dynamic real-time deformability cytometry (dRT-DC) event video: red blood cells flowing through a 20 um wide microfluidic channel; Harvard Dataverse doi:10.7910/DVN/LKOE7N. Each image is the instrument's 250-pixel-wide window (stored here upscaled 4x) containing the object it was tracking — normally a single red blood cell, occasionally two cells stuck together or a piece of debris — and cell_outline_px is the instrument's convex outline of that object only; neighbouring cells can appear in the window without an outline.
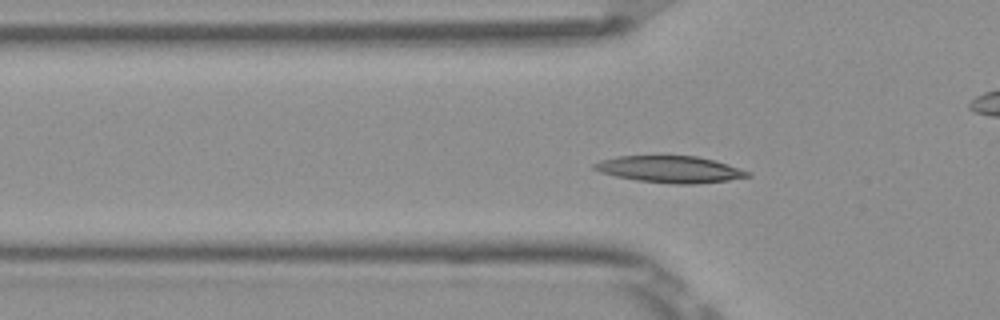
{"species": "Egyptian fruit bat (a non-hibernating species)", "species_latin": "Rousettus aegyptiacus", "temperature_condition": "room temperature", "stored_images_in_passage": 47, "camera_frame_rate_fps": 3000, "um_per_image_px": 0.085, "frame": {"image": 1, "passage_image": 11, "time_ms": 3.333, "image_size_px": [1000, 320], "cell_outline_px": [[752, 176], [728, 180], [696, 184], [676, 184], [636, 180], [616, 176], [600, 172], [592, 168], [592, 164], [600, 160], [620, 156], [696, 156], [716, 160], [752, 172]], "centroid_in_image_um": [56.98, 14.39], "position_along_channel_um": 68.8, "area_um2": 23.93}}
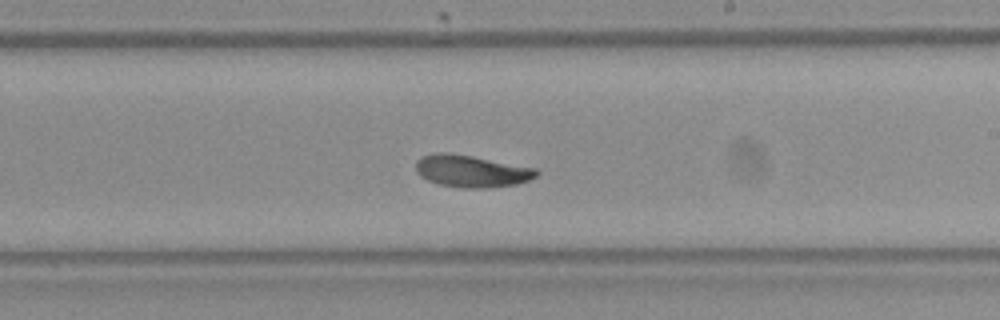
{"frame": {"image": 2, "passage_image": 25, "time_ms": 8.0, "image_size_px": [1000, 320], "cell_outline_px": [[540, 172], [536, 176], [528, 180], [516, 184], [488, 188], [464, 188], [440, 184], [428, 180], [420, 176], [416, 172], [416, 160], [420, 156], [436, 152], [448, 152], [472, 156], [536, 168]], "centroid_in_image_um": [40.05, 14.53], "position_along_channel_um": 249.0, "area_um2": 22.6}}
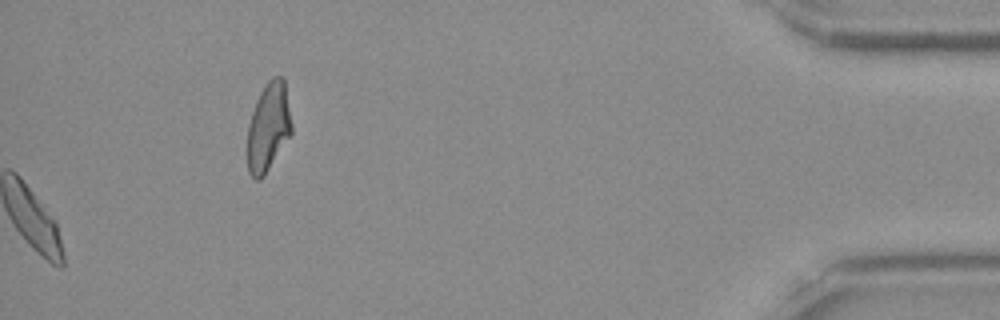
{"frame": {"image": 3, "passage_image": 47, "time_ms": 15.333, "image_size_px": [1000, 320], "cell_outline_px": [[292, 132], [264, 176], [260, 180], [256, 180], [248, 172], [248, 124], [256, 100], [264, 84], [272, 76], [284, 76], [292, 124]], "centroid_in_image_um": [22.82, 10.76], "position_along_channel_um": 412.4, "area_um2": 22.89}, "authors_computed_cell_mechanics": {"area_um2": 22.253, "velocity_mm_per_s": 3.858, "shape_relaxation_time_tau1_ms": 3.3683, "shape_relaxation_time_tau2_ms": 2.9303, "deformation_change_tau1": 0.1039, "deformation_change_tau2": 0.0826}}